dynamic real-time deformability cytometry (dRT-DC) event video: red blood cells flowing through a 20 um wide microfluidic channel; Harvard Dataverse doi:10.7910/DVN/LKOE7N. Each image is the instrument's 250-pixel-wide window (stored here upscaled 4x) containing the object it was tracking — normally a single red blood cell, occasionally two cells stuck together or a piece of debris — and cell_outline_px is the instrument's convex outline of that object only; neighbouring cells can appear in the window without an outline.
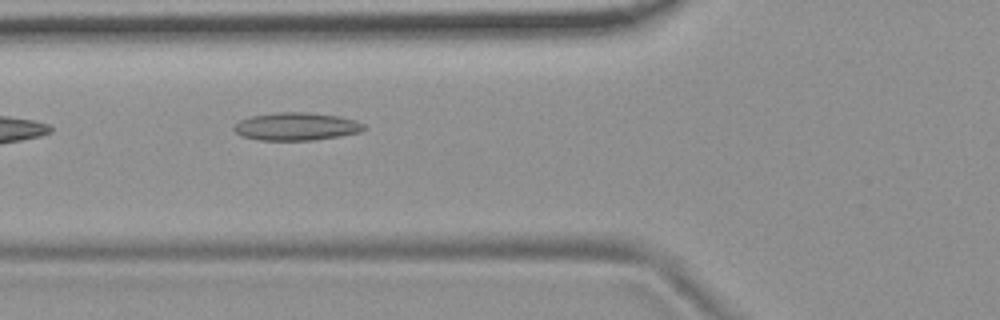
{"species": "common noctule bat (a hibernating species)", "species_latin": "Nyctalus noctula", "temperature_condition": "room temperature", "stored_images_in_passage": 7, "camera_frame_rate_fps": 3000, "um_per_image_px": 0.085, "animal": {"sex": "female", "body_mass_g": 19.9}, "frame": {"image": 1, "passage_image": 6, "time_ms": 5.667, "image_size_px": [1000, 320], "cell_outline_px": [[368, 128], [360, 132], [340, 136], [312, 140], [256, 140], [240, 136], [232, 128], [240, 120], [252, 116], [272, 112], [308, 112], [340, 116], [356, 120], [364, 124]], "centroid_in_image_um": [25.2, 10.75], "position_along_channel_um": 100.6, "area_um2": 21.33}}
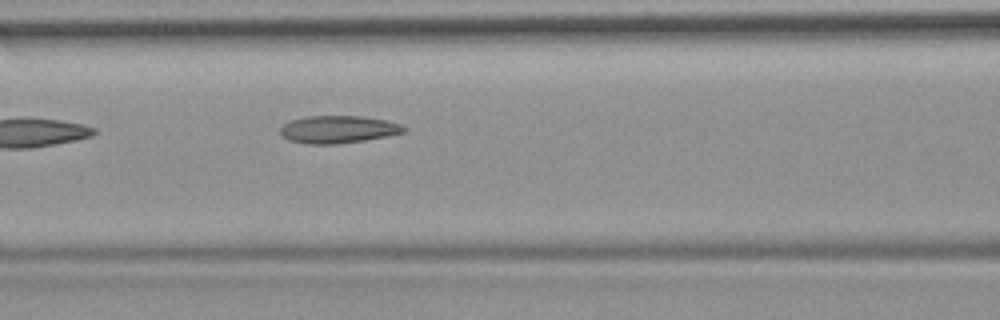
{"frame": {"image": 2, "passage_image": 7, "time_ms": 6.667, "image_size_px": [1000, 320], "cell_outline_px": [[408, 128], [404, 132], [388, 136], [364, 140], [336, 144], [304, 144], [288, 140], [280, 132], [280, 128], [284, 124], [292, 120], [308, 116], [360, 116], [388, 120], [400, 124]], "centroid_in_image_um": [28.76, 11.0], "position_along_channel_um": 137.8, "area_um2": 19.83}}